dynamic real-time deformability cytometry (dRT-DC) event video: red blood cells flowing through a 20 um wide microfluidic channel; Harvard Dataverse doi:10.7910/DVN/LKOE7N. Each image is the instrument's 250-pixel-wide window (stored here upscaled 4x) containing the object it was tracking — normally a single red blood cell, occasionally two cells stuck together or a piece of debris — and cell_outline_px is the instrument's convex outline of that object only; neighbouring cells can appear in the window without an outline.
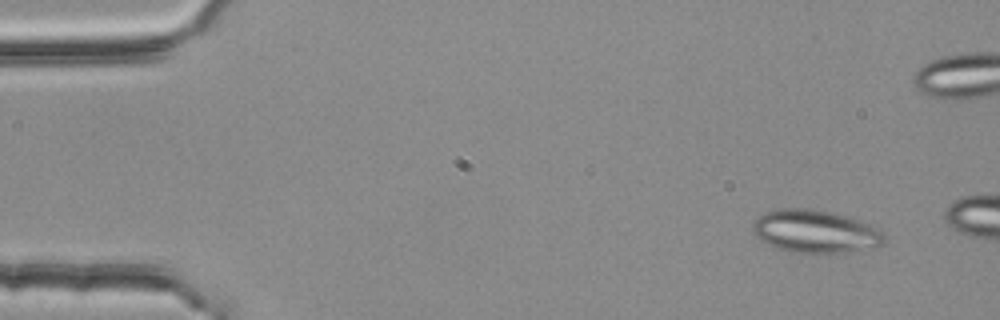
{"species": "common noctule bat (a hibernating species)", "species_latin": "Nyctalus noctula", "temperature_condition": "room temperature", "stored_images_in_passage": 10, "camera_frame_rate_fps": 3000, "um_per_image_px": 0.085, "animal": {"sex": "female", "body_mass_g": 25.1}, "frame": {"image": 1, "passage_image": 4, "time_ms": 1.0, "image_size_px": [1000, 320], "cell_outline_px": [[888, 240], [880, 248], [848, 252], [788, 252], [772, 248], [760, 240], [752, 232], [752, 224], [764, 212], [776, 208], [804, 208], [832, 212], [880, 228], [884, 232]], "centroid_in_image_um": [69.32, 19.69], "position_along_channel_um": 15.7, "area_um2": 33.41}}